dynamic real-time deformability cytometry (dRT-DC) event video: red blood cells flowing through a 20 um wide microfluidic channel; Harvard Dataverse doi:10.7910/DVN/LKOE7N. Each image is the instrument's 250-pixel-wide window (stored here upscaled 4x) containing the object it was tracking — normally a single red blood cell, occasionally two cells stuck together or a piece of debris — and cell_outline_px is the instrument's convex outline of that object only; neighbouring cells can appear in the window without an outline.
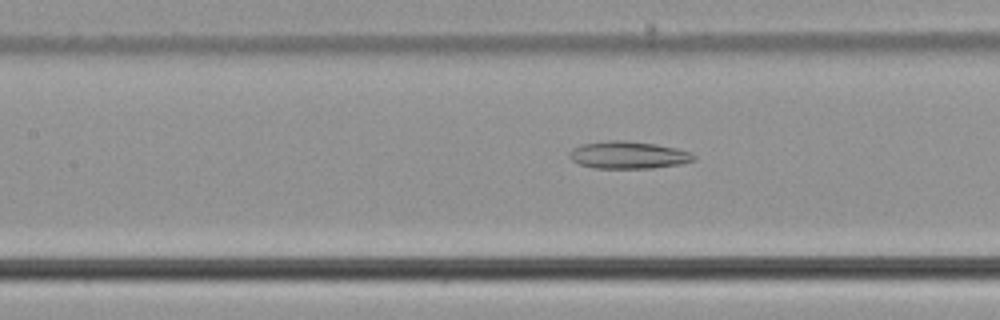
{"species": "common noctule bat (a hibernating species)", "species_latin": "Nyctalus noctula", "temperature_condition": "cold", "stored_images_in_passage": 55, "camera_frame_rate_fps": 3000, "um_per_image_px": 0.085, "animal": {"sex": "male", "body_mass_g": 21.5, "forearm_length_mm": 52.0}, "frame": {"image": 1, "passage_image": 25, "time_ms": 8.0, "image_size_px": [1000, 320], "cell_outline_px": [[696, 160], [680, 164], [652, 168], [592, 168], [580, 164], [572, 160], [568, 156], [568, 152], [572, 148], [580, 144], [608, 140], [624, 140], [656, 144], [676, 148], [688, 152], [696, 156]], "centroid_in_image_um": [53.36, 13.17], "position_along_channel_um": 154.0, "area_um2": 19.94}}
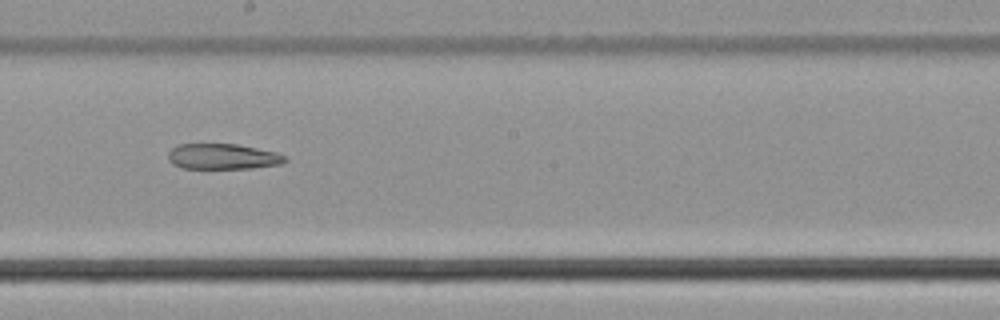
{"frame": {"image": 2, "passage_image": 31, "time_ms": 10.0, "image_size_px": [1000, 320], "cell_outline_px": [[288, 160], [284, 164], [252, 168], [180, 168], [172, 164], [168, 160], [168, 152], [172, 148], [180, 144], [236, 144], [276, 152], [288, 156]], "centroid_in_image_um": [18.97, 13.31], "position_along_channel_um": 229.2, "area_um2": 17.57}}
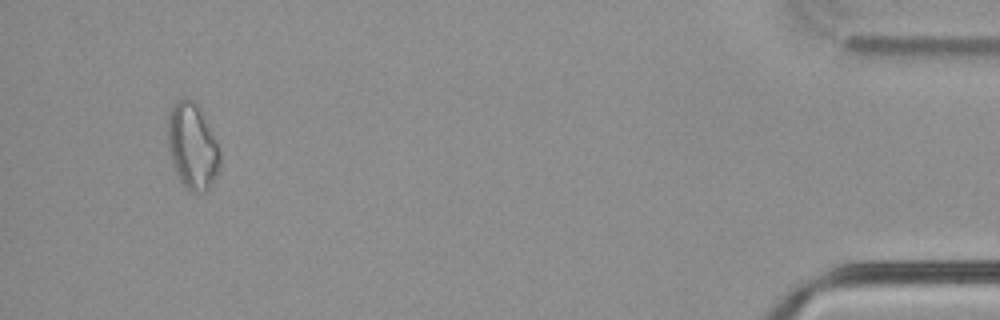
{"frame": {"image": 3, "passage_image": 52, "time_ms": 17.0, "image_size_px": [1000, 320], "cell_outline_px": [[220, 164], [216, 176], [208, 188], [204, 192], [192, 192], [180, 180], [172, 164], [168, 148], [168, 112], [176, 100], [180, 96], [184, 96], [196, 100], [216, 140], [220, 156]], "centroid_in_image_um": [16.33, 12.36], "position_along_channel_um": 418.9, "area_um2": 26.3}}